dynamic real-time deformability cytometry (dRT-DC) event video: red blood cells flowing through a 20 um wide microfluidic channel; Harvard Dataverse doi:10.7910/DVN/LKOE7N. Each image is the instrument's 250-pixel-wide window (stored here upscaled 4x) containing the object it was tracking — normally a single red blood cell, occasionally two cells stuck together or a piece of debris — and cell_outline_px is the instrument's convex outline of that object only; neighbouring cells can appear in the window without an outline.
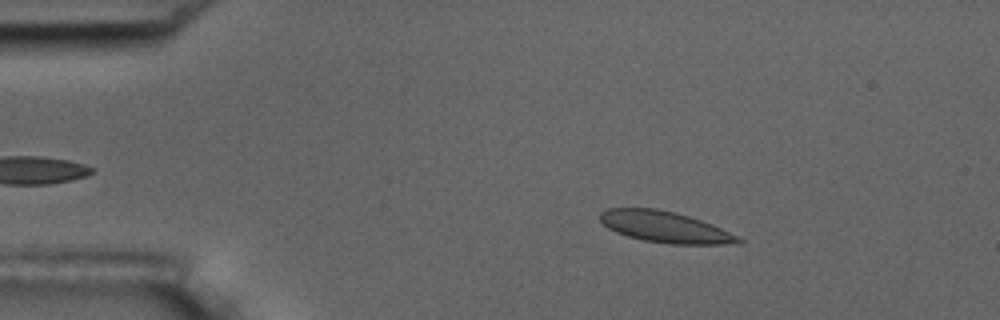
{"species": "common noctule bat (a hibernating species)", "species_latin": "Nyctalus noctula", "temperature_condition": "room temperature", "stored_images_in_passage": 5, "camera_frame_rate_fps": 3000, "um_per_image_px": 0.085, "animal": {"sex": "male", "body_mass_g": 17.5, "forearm_length_mm": 52.3}, "frame": {"image": 1, "passage_image": 2, "time_ms": 1.333, "image_size_px": [1000, 320], "cell_outline_px": [[744, 240], [740, 244], [672, 244], [644, 240], [628, 236], [616, 232], [608, 228], [600, 220], [600, 212], [608, 208], [656, 208], [676, 212], [712, 224]], "centroid_in_image_um": [56.51, 19.29], "position_along_channel_um": 28.5, "area_um2": 24.91}}